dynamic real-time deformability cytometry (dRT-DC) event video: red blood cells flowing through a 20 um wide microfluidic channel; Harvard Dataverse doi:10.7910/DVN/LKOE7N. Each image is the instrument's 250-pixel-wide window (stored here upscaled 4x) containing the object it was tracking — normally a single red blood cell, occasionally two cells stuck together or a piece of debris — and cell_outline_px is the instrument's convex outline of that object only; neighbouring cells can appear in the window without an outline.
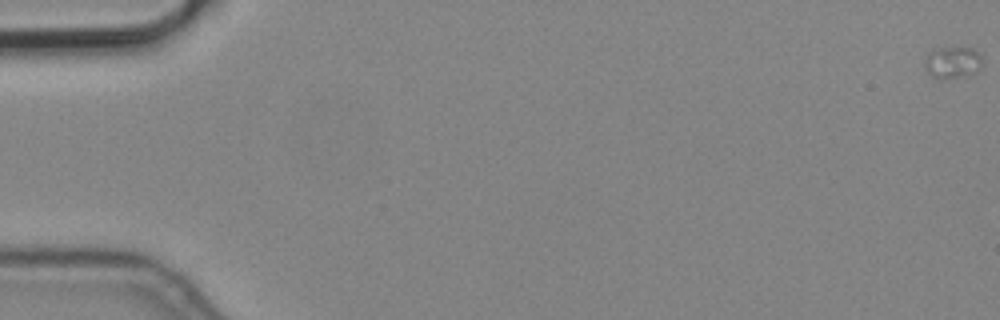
{"species": "common noctule bat (a hibernating species)", "species_latin": "Nyctalus noctula", "temperature_condition": "cold", "stored_images_in_passage": 6, "camera_frame_rate_fps": 3000, "um_per_image_px": 0.085, "animal": {"sex": "male", "body_mass_g": 19.2, "forearm_length_mm": 51.8}, "frame": {"image": 1, "passage_image": 1, "time_ms": 0.0, "image_size_px": [1000, 320], "cell_outline_px": [[984, 60], [980, 68], [976, 72], [968, 76], [944, 80], [940, 80], [932, 76], [928, 72], [924, 64], [924, 60], [928, 52], [932, 48], [972, 48], [980, 52]], "centroid_in_image_um": [80.99, 5.32], "position_along_channel_um": 4.0, "area_um2": 11.16}}